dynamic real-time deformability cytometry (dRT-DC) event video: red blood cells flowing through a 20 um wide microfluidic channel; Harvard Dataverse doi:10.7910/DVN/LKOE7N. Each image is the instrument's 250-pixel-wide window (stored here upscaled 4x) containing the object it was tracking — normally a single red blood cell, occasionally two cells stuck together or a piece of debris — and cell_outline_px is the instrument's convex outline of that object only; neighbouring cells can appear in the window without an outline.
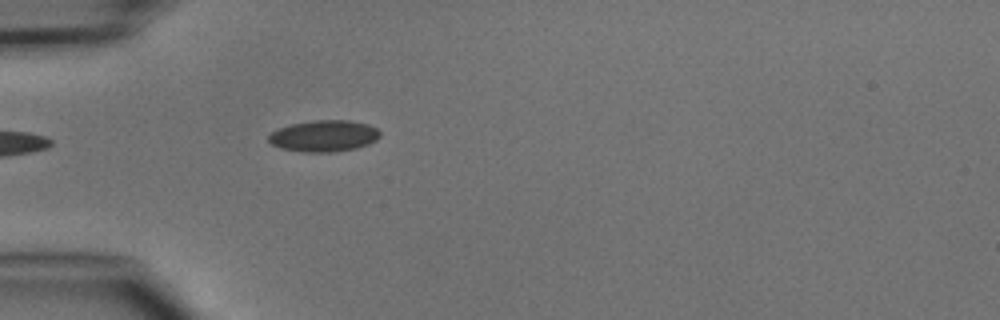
{"species": "common noctule bat (a hibernating species)", "species_latin": "Nyctalus noctula", "temperature_condition": "cold", "stored_images_in_passage": 5, "camera_frame_rate_fps": 3000, "um_per_image_px": 0.085, "animal": {"sex": "male", "body_mass_g": 15.6}, "frame": {"image": 1, "passage_image": 5, "time_ms": 4.667, "image_size_px": [1000, 320], "cell_outline_px": [[380, 136], [376, 140], [368, 144], [356, 148], [332, 152], [304, 152], [280, 148], [272, 144], [268, 140], [268, 136], [272, 132], [280, 128], [292, 124], [312, 120], [348, 120], [368, 124], [376, 128], [380, 132]], "centroid_in_image_um": [27.54, 11.55], "position_along_channel_um": 57.5, "area_um2": 20.35}}